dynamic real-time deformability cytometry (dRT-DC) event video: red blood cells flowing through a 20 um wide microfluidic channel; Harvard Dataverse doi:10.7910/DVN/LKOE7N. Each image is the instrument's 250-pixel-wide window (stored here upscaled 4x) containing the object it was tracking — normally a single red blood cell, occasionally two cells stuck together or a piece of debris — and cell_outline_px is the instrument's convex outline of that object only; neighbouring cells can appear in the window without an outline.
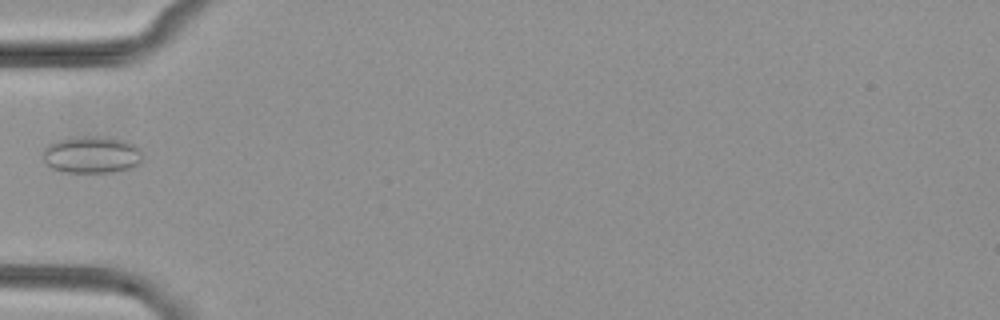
{"species": "common noctule bat (a hibernating species)", "species_latin": "Nyctalus noctula", "temperature_condition": "cold", "stored_images_in_passage": 2, "camera_frame_rate_fps": 3000, "um_per_image_px": 0.085, "animal": {"sex": "female", "body_mass_g": 29.2, "forearm_length_mm": 56.3}, "frame": {"image": 1, "passage_image": 1, "time_ms": 0.0, "image_size_px": [1000, 320], "cell_outline_px": [[140, 160], [132, 168], [112, 172], [68, 172], [52, 168], [44, 160], [44, 148], [48, 144], [60, 140], [84, 136], [92, 136], [124, 140], [140, 148]], "centroid_in_image_um": [7.79, 13.16], "position_along_channel_um": 77.2, "area_um2": 20.98}}